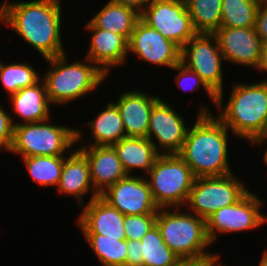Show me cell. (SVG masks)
Returning <instances> with one entry per match:
<instances>
[{
    "label": "cell",
    "mask_w": 267,
    "mask_h": 266,
    "mask_svg": "<svg viewBox=\"0 0 267 266\" xmlns=\"http://www.w3.org/2000/svg\"><path fill=\"white\" fill-rule=\"evenodd\" d=\"M62 7V0L0 1V22L47 59L66 53Z\"/></svg>",
    "instance_id": "cell-1"
},
{
    "label": "cell",
    "mask_w": 267,
    "mask_h": 266,
    "mask_svg": "<svg viewBox=\"0 0 267 266\" xmlns=\"http://www.w3.org/2000/svg\"><path fill=\"white\" fill-rule=\"evenodd\" d=\"M199 108L197 118L190 125L178 153L179 157L190 167L196 178L233 173L228 149L231 131L213 115L210 106L208 108V105L201 103Z\"/></svg>",
    "instance_id": "cell-2"
},
{
    "label": "cell",
    "mask_w": 267,
    "mask_h": 266,
    "mask_svg": "<svg viewBox=\"0 0 267 266\" xmlns=\"http://www.w3.org/2000/svg\"><path fill=\"white\" fill-rule=\"evenodd\" d=\"M228 101L217 99V117L241 140L252 143L267 132V81L235 82Z\"/></svg>",
    "instance_id": "cell-3"
},
{
    "label": "cell",
    "mask_w": 267,
    "mask_h": 266,
    "mask_svg": "<svg viewBox=\"0 0 267 266\" xmlns=\"http://www.w3.org/2000/svg\"><path fill=\"white\" fill-rule=\"evenodd\" d=\"M67 52L44 59L48 64L42 75L51 105L65 106L88 97L109 79L96 64L87 58L69 62ZM97 88V89H96Z\"/></svg>",
    "instance_id": "cell-4"
},
{
    "label": "cell",
    "mask_w": 267,
    "mask_h": 266,
    "mask_svg": "<svg viewBox=\"0 0 267 266\" xmlns=\"http://www.w3.org/2000/svg\"><path fill=\"white\" fill-rule=\"evenodd\" d=\"M156 225L165 244L180 258L194 259L214 255L207 234L206 220L182 208H159Z\"/></svg>",
    "instance_id": "cell-5"
},
{
    "label": "cell",
    "mask_w": 267,
    "mask_h": 266,
    "mask_svg": "<svg viewBox=\"0 0 267 266\" xmlns=\"http://www.w3.org/2000/svg\"><path fill=\"white\" fill-rule=\"evenodd\" d=\"M51 120L14 126L13 142L8 153L21 158L70 154L77 145L76 127L59 125L58 122L52 124Z\"/></svg>",
    "instance_id": "cell-6"
},
{
    "label": "cell",
    "mask_w": 267,
    "mask_h": 266,
    "mask_svg": "<svg viewBox=\"0 0 267 266\" xmlns=\"http://www.w3.org/2000/svg\"><path fill=\"white\" fill-rule=\"evenodd\" d=\"M145 177L158 208H184L196 178L178 154L159 155Z\"/></svg>",
    "instance_id": "cell-7"
},
{
    "label": "cell",
    "mask_w": 267,
    "mask_h": 266,
    "mask_svg": "<svg viewBox=\"0 0 267 266\" xmlns=\"http://www.w3.org/2000/svg\"><path fill=\"white\" fill-rule=\"evenodd\" d=\"M235 172L219 177L195 178L183 209L207 220L222 207L235 204L250 189Z\"/></svg>",
    "instance_id": "cell-8"
},
{
    "label": "cell",
    "mask_w": 267,
    "mask_h": 266,
    "mask_svg": "<svg viewBox=\"0 0 267 266\" xmlns=\"http://www.w3.org/2000/svg\"><path fill=\"white\" fill-rule=\"evenodd\" d=\"M224 57L214 34L197 33L181 48V63L198 74L217 96L224 95Z\"/></svg>",
    "instance_id": "cell-9"
},
{
    "label": "cell",
    "mask_w": 267,
    "mask_h": 266,
    "mask_svg": "<svg viewBox=\"0 0 267 266\" xmlns=\"http://www.w3.org/2000/svg\"><path fill=\"white\" fill-rule=\"evenodd\" d=\"M252 191L249 190L235 204L217 210L206 220L207 234L212 244L219 234L251 232L267 224V215L261 210L264 198Z\"/></svg>",
    "instance_id": "cell-10"
},
{
    "label": "cell",
    "mask_w": 267,
    "mask_h": 266,
    "mask_svg": "<svg viewBox=\"0 0 267 266\" xmlns=\"http://www.w3.org/2000/svg\"><path fill=\"white\" fill-rule=\"evenodd\" d=\"M140 19L180 48L197 34L185 0H151Z\"/></svg>",
    "instance_id": "cell-11"
},
{
    "label": "cell",
    "mask_w": 267,
    "mask_h": 266,
    "mask_svg": "<svg viewBox=\"0 0 267 266\" xmlns=\"http://www.w3.org/2000/svg\"><path fill=\"white\" fill-rule=\"evenodd\" d=\"M169 103L161 98L153 106L149 118L147 138L160 155L178 154L190 126Z\"/></svg>",
    "instance_id": "cell-12"
},
{
    "label": "cell",
    "mask_w": 267,
    "mask_h": 266,
    "mask_svg": "<svg viewBox=\"0 0 267 266\" xmlns=\"http://www.w3.org/2000/svg\"><path fill=\"white\" fill-rule=\"evenodd\" d=\"M131 53L141 62L170 69L181 62V48L141 19L128 41V55Z\"/></svg>",
    "instance_id": "cell-13"
},
{
    "label": "cell",
    "mask_w": 267,
    "mask_h": 266,
    "mask_svg": "<svg viewBox=\"0 0 267 266\" xmlns=\"http://www.w3.org/2000/svg\"><path fill=\"white\" fill-rule=\"evenodd\" d=\"M100 196L123 215L157 214L159 210L144 175H127Z\"/></svg>",
    "instance_id": "cell-14"
},
{
    "label": "cell",
    "mask_w": 267,
    "mask_h": 266,
    "mask_svg": "<svg viewBox=\"0 0 267 266\" xmlns=\"http://www.w3.org/2000/svg\"><path fill=\"white\" fill-rule=\"evenodd\" d=\"M225 63L257 70L261 57V39L254 27H220L213 33Z\"/></svg>",
    "instance_id": "cell-15"
},
{
    "label": "cell",
    "mask_w": 267,
    "mask_h": 266,
    "mask_svg": "<svg viewBox=\"0 0 267 266\" xmlns=\"http://www.w3.org/2000/svg\"><path fill=\"white\" fill-rule=\"evenodd\" d=\"M90 32L89 47L85 58L96 64L106 75L110 76L112 68L126 65L128 58V40L112 31L96 28L89 20L85 25Z\"/></svg>",
    "instance_id": "cell-16"
},
{
    "label": "cell",
    "mask_w": 267,
    "mask_h": 266,
    "mask_svg": "<svg viewBox=\"0 0 267 266\" xmlns=\"http://www.w3.org/2000/svg\"><path fill=\"white\" fill-rule=\"evenodd\" d=\"M77 228L82 234H101L108 238L126 240L124 215L112 207L101 196L80 207Z\"/></svg>",
    "instance_id": "cell-17"
},
{
    "label": "cell",
    "mask_w": 267,
    "mask_h": 266,
    "mask_svg": "<svg viewBox=\"0 0 267 266\" xmlns=\"http://www.w3.org/2000/svg\"><path fill=\"white\" fill-rule=\"evenodd\" d=\"M160 99L146 90L133 89L119 93L114 103L121 114L126 136L147 137L151 110Z\"/></svg>",
    "instance_id": "cell-18"
},
{
    "label": "cell",
    "mask_w": 267,
    "mask_h": 266,
    "mask_svg": "<svg viewBox=\"0 0 267 266\" xmlns=\"http://www.w3.org/2000/svg\"><path fill=\"white\" fill-rule=\"evenodd\" d=\"M55 190L60 195L75 198L79 208L84 205L86 194L91 193L86 203L100 196L92 185L88 160L77 148L64 159L60 182Z\"/></svg>",
    "instance_id": "cell-19"
},
{
    "label": "cell",
    "mask_w": 267,
    "mask_h": 266,
    "mask_svg": "<svg viewBox=\"0 0 267 266\" xmlns=\"http://www.w3.org/2000/svg\"><path fill=\"white\" fill-rule=\"evenodd\" d=\"M76 148L88 160L91 182L99 195L128 175L112 146H77Z\"/></svg>",
    "instance_id": "cell-20"
},
{
    "label": "cell",
    "mask_w": 267,
    "mask_h": 266,
    "mask_svg": "<svg viewBox=\"0 0 267 266\" xmlns=\"http://www.w3.org/2000/svg\"><path fill=\"white\" fill-rule=\"evenodd\" d=\"M8 97L11 108H13L10 112L13 113L11 120L14 126L23 123L41 122L52 118V105L47 97L46 87L42 79L36 84L22 88ZM13 116L15 118L18 116L20 121L16 122Z\"/></svg>",
    "instance_id": "cell-21"
},
{
    "label": "cell",
    "mask_w": 267,
    "mask_h": 266,
    "mask_svg": "<svg viewBox=\"0 0 267 266\" xmlns=\"http://www.w3.org/2000/svg\"><path fill=\"white\" fill-rule=\"evenodd\" d=\"M98 113L95 119L84 124L90 129L91 141H85V144L82 130L76 127V144L82 140V146H112L126 136L121 114L114 101L107 102Z\"/></svg>",
    "instance_id": "cell-22"
},
{
    "label": "cell",
    "mask_w": 267,
    "mask_h": 266,
    "mask_svg": "<svg viewBox=\"0 0 267 266\" xmlns=\"http://www.w3.org/2000/svg\"><path fill=\"white\" fill-rule=\"evenodd\" d=\"M112 147L128 175H135L134 170L139 175L140 170L145 176L160 155L147 137L125 136Z\"/></svg>",
    "instance_id": "cell-23"
},
{
    "label": "cell",
    "mask_w": 267,
    "mask_h": 266,
    "mask_svg": "<svg viewBox=\"0 0 267 266\" xmlns=\"http://www.w3.org/2000/svg\"><path fill=\"white\" fill-rule=\"evenodd\" d=\"M140 13L131 7L109 0L89 21L96 27L124 36L128 41Z\"/></svg>",
    "instance_id": "cell-24"
},
{
    "label": "cell",
    "mask_w": 267,
    "mask_h": 266,
    "mask_svg": "<svg viewBox=\"0 0 267 266\" xmlns=\"http://www.w3.org/2000/svg\"><path fill=\"white\" fill-rule=\"evenodd\" d=\"M67 156H29L22 157V161L34 183L44 188H57Z\"/></svg>",
    "instance_id": "cell-25"
},
{
    "label": "cell",
    "mask_w": 267,
    "mask_h": 266,
    "mask_svg": "<svg viewBox=\"0 0 267 266\" xmlns=\"http://www.w3.org/2000/svg\"><path fill=\"white\" fill-rule=\"evenodd\" d=\"M102 266H126L127 240L101 234H82Z\"/></svg>",
    "instance_id": "cell-26"
},
{
    "label": "cell",
    "mask_w": 267,
    "mask_h": 266,
    "mask_svg": "<svg viewBox=\"0 0 267 266\" xmlns=\"http://www.w3.org/2000/svg\"><path fill=\"white\" fill-rule=\"evenodd\" d=\"M194 30L213 34L221 26L222 0H185Z\"/></svg>",
    "instance_id": "cell-27"
},
{
    "label": "cell",
    "mask_w": 267,
    "mask_h": 266,
    "mask_svg": "<svg viewBox=\"0 0 267 266\" xmlns=\"http://www.w3.org/2000/svg\"><path fill=\"white\" fill-rule=\"evenodd\" d=\"M140 241L143 266H173L180 259L165 244L156 224Z\"/></svg>",
    "instance_id": "cell-28"
},
{
    "label": "cell",
    "mask_w": 267,
    "mask_h": 266,
    "mask_svg": "<svg viewBox=\"0 0 267 266\" xmlns=\"http://www.w3.org/2000/svg\"><path fill=\"white\" fill-rule=\"evenodd\" d=\"M29 62L3 63L0 71V85L7 95L18 92L22 88L32 86L42 79L41 74L36 71Z\"/></svg>",
    "instance_id": "cell-29"
},
{
    "label": "cell",
    "mask_w": 267,
    "mask_h": 266,
    "mask_svg": "<svg viewBox=\"0 0 267 266\" xmlns=\"http://www.w3.org/2000/svg\"><path fill=\"white\" fill-rule=\"evenodd\" d=\"M260 0H222L220 27H255Z\"/></svg>",
    "instance_id": "cell-30"
},
{
    "label": "cell",
    "mask_w": 267,
    "mask_h": 266,
    "mask_svg": "<svg viewBox=\"0 0 267 266\" xmlns=\"http://www.w3.org/2000/svg\"><path fill=\"white\" fill-rule=\"evenodd\" d=\"M171 70H174L178 72V75L174 77L175 83L177 84V87L184 92L191 91V93L194 90H202L204 93L207 94L208 98L211 99L212 104L215 106L217 105V96L207 87V85L203 82L201 77L193 72L192 70L188 69L184 64L181 62L177 65H175Z\"/></svg>",
    "instance_id": "cell-31"
},
{
    "label": "cell",
    "mask_w": 267,
    "mask_h": 266,
    "mask_svg": "<svg viewBox=\"0 0 267 266\" xmlns=\"http://www.w3.org/2000/svg\"><path fill=\"white\" fill-rule=\"evenodd\" d=\"M157 214L124 215L126 240H141L156 224Z\"/></svg>",
    "instance_id": "cell-32"
},
{
    "label": "cell",
    "mask_w": 267,
    "mask_h": 266,
    "mask_svg": "<svg viewBox=\"0 0 267 266\" xmlns=\"http://www.w3.org/2000/svg\"><path fill=\"white\" fill-rule=\"evenodd\" d=\"M6 107L0 105V150L8 151L13 142L14 125L11 120V114L5 110Z\"/></svg>",
    "instance_id": "cell-33"
},
{
    "label": "cell",
    "mask_w": 267,
    "mask_h": 266,
    "mask_svg": "<svg viewBox=\"0 0 267 266\" xmlns=\"http://www.w3.org/2000/svg\"><path fill=\"white\" fill-rule=\"evenodd\" d=\"M254 28L261 42H267V0L259 1Z\"/></svg>",
    "instance_id": "cell-34"
},
{
    "label": "cell",
    "mask_w": 267,
    "mask_h": 266,
    "mask_svg": "<svg viewBox=\"0 0 267 266\" xmlns=\"http://www.w3.org/2000/svg\"><path fill=\"white\" fill-rule=\"evenodd\" d=\"M222 253H216L211 256L194 258V259H179L173 266H222L220 262Z\"/></svg>",
    "instance_id": "cell-35"
},
{
    "label": "cell",
    "mask_w": 267,
    "mask_h": 266,
    "mask_svg": "<svg viewBox=\"0 0 267 266\" xmlns=\"http://www.w3.org/2000/svg\"><path fill=\"white\" fill-rule=\"evenodd\" d=\"M140 240H127L126 266H143Z\"/></svg>",
    "instance_id": "cell-36"
},
{
    "label": "cell",
    "mask_w": 267,
    "mask_h": 266,
    "mask_svg": "<svg viewBox=\"0 0 267 266\" xmlns=\"http://www.w3.org/2000/svg\"><path fill=\"white\" fill-rule=\"evenodd\" d=\"M124 6L131 7L135 9L138 13H141L146 6L151 2V0H113Z\"/></svg>",
    "instance_id": "cell-37"
},
{
    "label": "cell",
    "mask_w": 267,
    "mask_h": 266,
    "mask_svg": "<svg viewBox=\"0 0 267 266\" xmlns=\"http://www.w3.org/2000/svg\"><path fill=\"white\" fill-rule=\"evenodd\" d=\"M257 70L260 71V73L262 72L261 75L267 72V42H262L260 63ZM264 80L267 81V78Z\"/></svg>",
    "instance_id": "cell-38"
},
{
    "label": "cell",
    "mask_w": 267,
    "mask_h": 266,
    "mask_svg": "<svg viewBox=\"0 0 267 266\" xmlns=\"http://www.w3.org/2000/svg\"><path fill=\"white\" fill-rule=\"evenodd\" d=\"M266 142V143H265ZM264 144H267V140H254L251 144H250V146H253L254 145V147H262L263 148V146H264ZM263 145V146H262ZM267 147V146H266ZM263 157H262V159H263V163H264V166L265 167H267V148H266V150L264 151L263 150Z\"/></svg>",
    "instance_id": "cell-39"
},
{
    "label": "cell",
    "mask_w": 267,
    "mask_h": 266,
    "mask_svg": "<svg viewBox=\"0 0 267 266\" xmlns=\"http://www.w3.org/2000/svg\"><path fill=\"white\" fill-rule=\"evenodd\" d=\"M264 253L261 255V260L257 266H267V249H264Z\"/></svg>",
    "instance_id": "cell-40"
},
{
    "label": "cell",
    "mask_w": 267,
    "mask_h": 266,
    "mask_svg": "<svg viewBox=\"0 0 267 266\" xmlns=\"http://www.w3.org/2000/svg\"><path fill=\"white\" fill-rule=\"evenodd\" d=\"M256 140H267V132H266V134L263 137H260V138H258Z\"/></svg>",
    "instance_id": "cell-41"
},
{
    "label": "cell",
    "mask_w": 267,
    "mask_h": 266,
    "mask_svg": "<svg viewBox=\"0 0 267 266\" xmlns=\"http://www.w3.org/2000/svg\"><path fill=\"white\" fill-rule=\"evenodd\" d=\"M3 62L2 60H0V71H1V68H2V65H3Z\"/></svg>",
    "instance_id": "cell-42"
}]
</instances>
